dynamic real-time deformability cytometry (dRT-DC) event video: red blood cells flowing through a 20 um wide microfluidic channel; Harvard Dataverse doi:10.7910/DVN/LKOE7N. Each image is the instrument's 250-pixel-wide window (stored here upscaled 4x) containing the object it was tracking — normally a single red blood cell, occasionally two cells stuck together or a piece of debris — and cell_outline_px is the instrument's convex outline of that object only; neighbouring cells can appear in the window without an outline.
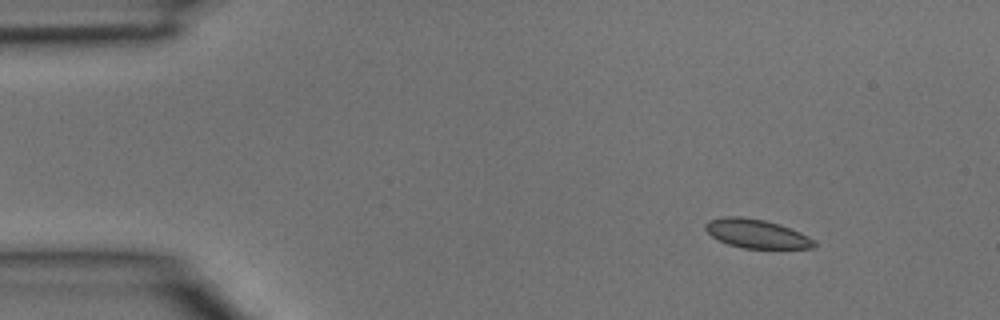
{"species": "common noctule bat (a hibernating species)", "species_latin": "Nyctalus noctula", "temperature_condition": "room temperature", "stored_images_in_passage": 6, "camera_frame_rate_fps": 3000, "um_per_image_px": 0.085, "animal": {"sex": "male", "body_mass_g": 15.6}, "frame": {"image": 1, "passage_image": 2, "time_ms": 0.333, "image_size_px": [1000, 320], "cell_outline_px": [[816, 244], [812, 248], [744, 248], [728, 244], [712, 236], [704, 228], [704, 224], [708, 220], [724, 216], [740, 216], [764, 220], [780, 224], [800, 232], [808, 236]], "centroid_in_image_um": [64.27, 19.85], "position_along_channel_um": 20.7, "area_um2": 18.15}}